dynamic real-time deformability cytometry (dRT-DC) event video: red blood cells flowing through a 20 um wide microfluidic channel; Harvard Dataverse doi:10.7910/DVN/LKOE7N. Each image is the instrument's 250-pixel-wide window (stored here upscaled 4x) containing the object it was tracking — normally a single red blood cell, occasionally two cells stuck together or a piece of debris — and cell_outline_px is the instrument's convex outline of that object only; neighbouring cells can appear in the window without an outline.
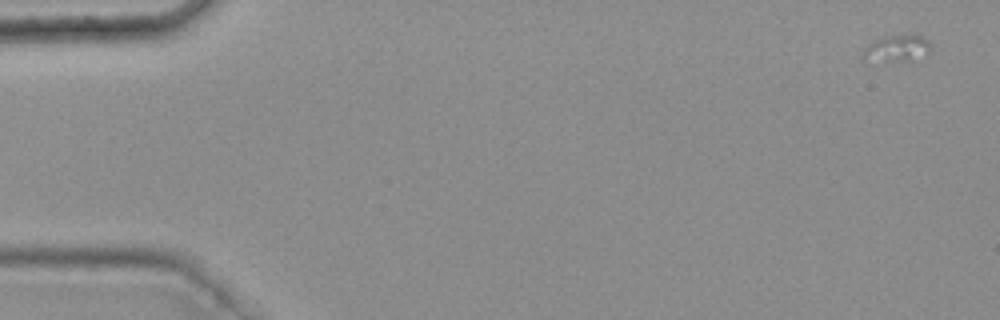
{"species": "common noctule bat (a hibernating species)", "species_latin": "Nyctalus noctula", "temperature_condition": "warm", "stored_images_in_passage": 9, "camera_frame_rate_fps": 3000, "um_per_image_px": 0.085, "animal": {"sex": "female", "body_mass_g": 25.1}, "frame": {"image": 1, "passage_image": 2, "time_ms": 0.333, "image_size_px": [1000, 320], "cell_outline_px": [[932, 44], [912, 64], [860, 60], [864, 48], [868, 44], [880, 36], [908, 32], [916, 32], [924, 36]], "centroid_in_image_um": [76.2, 4.1], "position_along_channel_um": 8.8, "area_um2": 11.73}}